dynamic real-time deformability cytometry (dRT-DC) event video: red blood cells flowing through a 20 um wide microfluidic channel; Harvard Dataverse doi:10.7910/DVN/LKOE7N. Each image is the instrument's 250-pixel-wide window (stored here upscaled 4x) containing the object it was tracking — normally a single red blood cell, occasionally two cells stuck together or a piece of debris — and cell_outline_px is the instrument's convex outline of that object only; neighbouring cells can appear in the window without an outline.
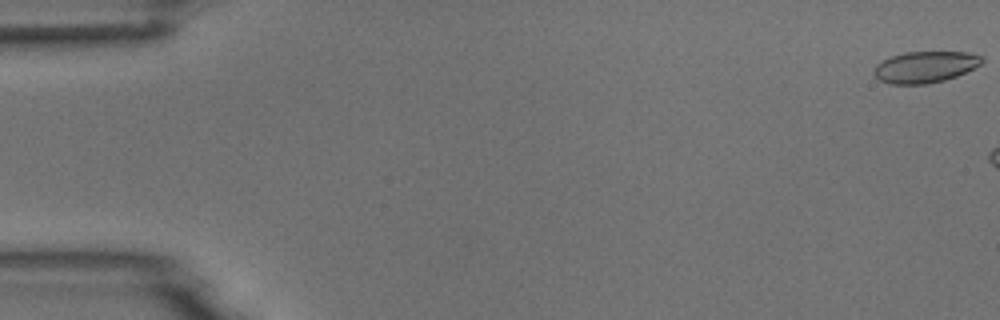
{"species": "common noctule bat (a hibernating species)", "species_latin": "Nyctalus noctula", "temperature_condition": "room temperature", "stored_images_in_passage": 7, "camera_frame_rate_fps": 3000, "um_per_image_px": 0.085, "animal": {"sex": "male", "body_mass_g": 18.8}, "frame": {"image": 1, "passage_image": 1, "time_ms": 0.0, "image_size_px": [1000, 320], "cell_outline_px": [[984, 60], [980, 64], [956, 76], [944, 80], [928, 84], [888, 84], [880, 80], [872, 72], [872, 68], [880, 60], [904, 52], [968, 52], [984, 56]], "centroid_in_image_um": [78.59, 5.69], "position_along_channel_um": 6.4, "area_um2": 19.88}}